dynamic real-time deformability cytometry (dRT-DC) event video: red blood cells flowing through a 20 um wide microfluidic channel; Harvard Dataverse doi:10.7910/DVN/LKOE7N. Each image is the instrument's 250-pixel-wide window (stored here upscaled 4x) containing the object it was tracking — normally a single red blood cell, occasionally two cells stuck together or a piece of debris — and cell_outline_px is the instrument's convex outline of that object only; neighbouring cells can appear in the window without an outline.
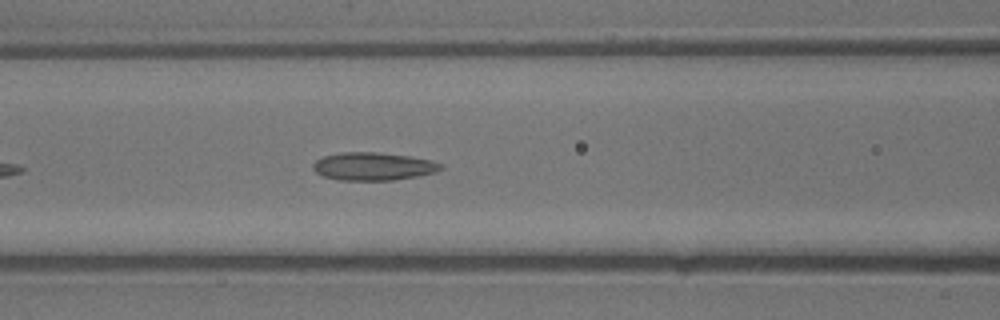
{"species": "common noctule bat (a hibernating species)", "species_latin": "Nyctalus noctula", "temperature_condition": "warm", "stored_images_in_passage": 25, "camera_frame_rate_fps": 3000, "um_per_image_px": 0.085, "animal": {"sex": "male", "body_mass_g": 13.3}, "frame": {"image": 1, "passage_image": 6, "time_ms": 1.667, "image_size_px": [1000, 320], "cell_outline_px": [[444, 168], [436, 172], [416, 176], [392, 180], [340, 180], [324, 176], [316, 172], [312, 168], [312, 164], [320, 156], [340, 152], [376, 152], [408, 156], [432, 160], [444, 164]], "centroid_in_image_um": [31.72, 14.13], "position_along_channel_um": 134.9, "area_um2": 20.92}}
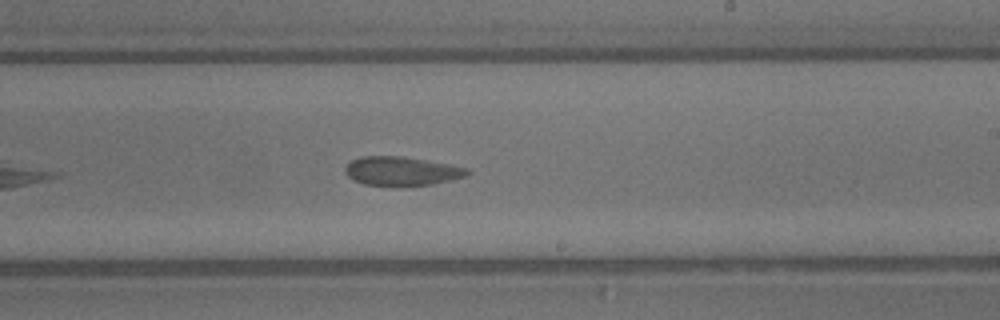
{"frame": {"image": 2, "passage_image": 12, "time_ms": 3.667, "image_size_px": [1000, 320], "cell_outline_px": [[472, 172], [468, 176], [452, 180], [432, 184], [400, 188], [392, 188], [364, 184], [348, 176], [344, 172], [344, 168], [352, 160], [360, 156], [400, 156], [448, 164], [468, 168]], "centroid_in_image_um": [34.15, 14.58], "position_along_channel_um": 254.8, "area_um2": 21.15}}
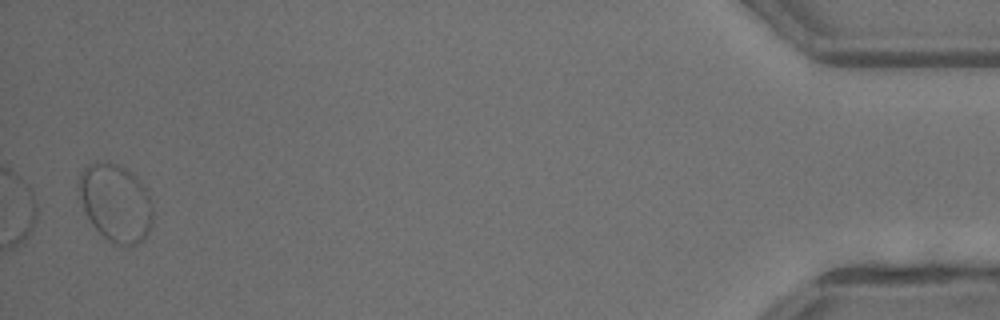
{"frame": {"image": 3, "passage_image": 25, "time_ms": 8.0, "image_size_px": [1000, 320], "cell_outline_px": [[152, 220], [148, 232], [136, 244], [116, 244], [108, 240], [92, 224], [84, 208], [76, 188], [76, 180], [80, 172], [88, 164], [96, 160], [104, 160], [116, 164], [132, 172], [140, 180], [148, 192], [152, 204]], "centroid_in_image_um": [9.79, 17.16], "position_along_channel_um": 425.4, "area_um2": 33.64}}